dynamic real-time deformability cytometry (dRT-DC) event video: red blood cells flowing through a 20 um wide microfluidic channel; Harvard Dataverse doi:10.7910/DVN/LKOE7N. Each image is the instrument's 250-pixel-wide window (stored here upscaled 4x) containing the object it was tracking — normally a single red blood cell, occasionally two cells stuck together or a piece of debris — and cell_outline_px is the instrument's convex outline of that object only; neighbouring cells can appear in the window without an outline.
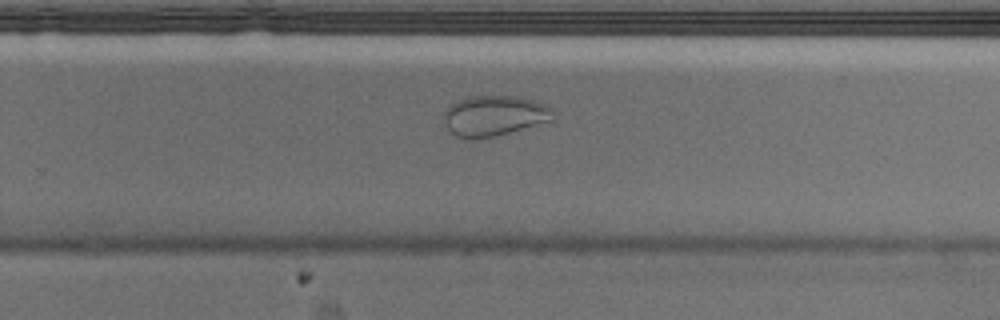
{"species": "Egyptian fruit bat (a non-hibernating species)", "species_latin": "Rousettus aegyptiacus", "temperature_condition": "cold", "stored_images_in_passage": 46, "camera_frame_rate_fps": 3000, "um_per_image_px": 0.085, "animal": {"sex": "male"}, "frame": {"image": 1, "passage_image": 27, "time_ms": 8.667, "image_size_px": [1000, 320], "cell_outline_px": [[556, 120], [492, 136], [456, 136], [448, 128], [444, 120], [444, 112], [448, 104], [456, 100], [468, 96], [516, 96], [532, 100], [544, 104], [552, 108]], "centroid_in_image_um": [42.04, 9.79], "position_along_channel_um": 287.8, "area_um2": 25.37}}